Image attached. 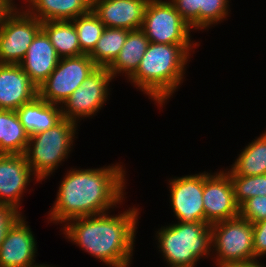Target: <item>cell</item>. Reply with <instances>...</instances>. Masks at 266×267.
<instances>
[{"instance_id":"6da1fadb","label":"cell","mask_w":266,"mask_h":267,"mask_svg":"<svg viewBox=\"0 0 266 267\" xmlns=\"http://www.w3.org/2000/svg\"><path fill=\"white\" fill-rule=\"evenodd\" d=\"M125 171L120 164L97 169H72L61 181L49 220L67 222L76 217L108 213L124 198Z\"/></svg>"},{"instance_id":"7a4b0ae2","label":"cell","mask_w":266,"mask_h":267,"mask_svg":"<svg viewBox=\"0 0 266 267\" xmlns=\"http://www.w3.org/2000/svg\"><path fill=\"white\" fill-rule=\"evenodd\" d=\"M138 210L129 208L116 216L104 213L76 217L65 223L63 234L106 265L128 267L133 255Z\"/></svg>"},{"instance_id":"3957f363","label":"cell","mask_w":266,"mask_h":267,"mask_svg":"<svg viewBox=\"0 0 266 267\" xmlns=\"http://www.w3.org/2000/svg\"><path fill=\"white\" fill-rule=\"evenodd\" d=\"M197 45L150 42L137 71L128 79L161 107L182 83L189 51Z\"/></svg>"},{"instance_id":"277c9868","label":"cell","mask_w":266,"mask_h":267,"mask_svg":"<svg viewBox=\"0 0 266 267\" xmlns=\"http://www.w3.org/2000/svg\"><path fill=\"white\" fill-rule=\"evenodd\" d=\"M156 237L159 251L170 267H194L212 250L211 225L205 222H178L161 227Z\"/></svg>"},{"instance_id":"5b68a950","label":"cell","mask_w":266,"mask_h":267,"mask_svg":"<svg viewBox=\"0 0 266 267\" xmlns=\"http://www.w3.org/2000/svg\"><path fill=\"white\" fill-rule=\"evenodd\" d=\"M76 130L77 122L63 118L54 127L29 136L24 155L36 181L50 176L61 161H65L71 151Z\"/></svg>"},{"instance_id":"8992f818","label":"cell","mask_w":266,"mask_h":267,"mask_svg":"<svg viewBox=\"0 0 266 267\" xmlns=\"http://www.w3.org/2000/svg\"><path fill=\"white\" fill-rule=\"evenodd\" d=\"M218 267L254 262L252 223L238 216L211 224Z\"/></svg>"},{"instance_id":"52a82bcc","label":"cell","mask_w":266,"mask_h":267,"mask_svg":"<svg viewBox=\"0 0 266 267\" xmlns=\"http://www.w3.org/2000/svg\"><path fill=\"white\" fill-rule=\"evenodd\" d=\"M191 29L170 1L149 0L141 30L151 43L194 45Z\"/></svg>"},{"instance_id":"ba28073f","label":"cell","mask_w":266,"mask_h":267,"mask_svg":"<svg viewBox=\"0 0 266 267\" xmlns=\"http://www.w3.org/2000/svg\"><path fill=\"white\" fill-rule=\"evenodd\" d=\"M96 68L87 54L60 58L55 70L38 88V96L48 103L62 105Z\"/></svg>"},{"instance_id":"9c48e42d","label":"cell","mask_w":266,"mask_h":267,"mask_svg":"<svg viewBox=\"0 0 266 267\" xmlns=\"http://www.w3.org/2000/svg\"><path fill=\"white\" fill-rule=\"evenodd\" d=\"M41 29L38 18L15 7L0 25V64H19Z\"/></svg>"},{"instance_id":"30bf717a","label":"cell","mask_w":266,"mask_h":267,"mask_svg":"<svg viewBox=\"0 0 266 267\" xmlns=\"http://www.w3.org/2000/svg\"><path fill=\"white\" fill-rule=\"evenodd\" d=\"M112 79L108 68L97 67L81 86L62 103L60 106L62 117L78 122L79 118L84 119V117L95 115L107 101L108 86Z\"/></svg>"},{"instance_id":"8fae6325","label":"cell","mask_w":266,"mask_h":267,"mask_svg":"<svg viewBox=\"0 0 266 267\" xmlns=\"http://www.w3.org/2000/svg\"><path fill=\"white\" fill-rule=\"evenodd\" d=\"M213 174L203 172V206L209 225L239 216L230 175L221 170Z\"/></svg>"},{"instance_id":"7c38bea8","label":"cell","mask_w":266,"mask_h":267,"mask_svg":"<svg viewBox=\"0 0 266 267\" xmlns=\"http://www.w3.org/2000/svg\"><path fill=\"white\" fill-rule=\"evenodd\" d=\"M172 210L179 222H205L203 173L170 180Z\"/></svg>"},{"instance_id":"4fadbf2b","label":"cell","mask_w":266,"mask_h":267,"mask_svg":"<svg viewBox=\"0 0 266 267\" xmlns=\"http://www.w3.org/2000/svg\"><path fill=\"white\" fill-rule=\"evenodd\" d=\"M22 214L9 227L0 244V267H39L34 265L36 241Z\"/></svg>"},{"instance_id":"5bb4252c","label":"cell","mask_w":266,"mask_h":267,"mask_svg":"<svg viewBox=\"0 0 266 267\" xmlns=\"http://www.w3.org/2000/svg\"><path fill=\"white\" fill-rule=\"evenodd\" d=\"M35 174L24 154H0V204L19 211L20 199Z\"/></svg>"},{"instance_id":"9a60e30c","label":"cell","mask_w":266,"mask_h":267,"mask_svg":"<svg viewBox=\"0 0 266 267\" xmlns=\"http://www.w3.org/2000/svg\"><path fill=\"white\" fill-rule=\"evenodd\" d=\"M149 0H97L91 9L107 28L141 29Z\"/></svg>"},{"instance_id":"2e32d148","label":"cell","mask_w":266,"mask_h":267,"mask_svg":"<svg viewBox=\"0 0 266 267\" xmlns=\"http://www.w3.org/2000/svg\"><path fill=\"white\" fill-rule=\"evenodd\" d=\"M37 96V86L19 64H0V109L16 111Z\"/></svg>"},{"instance_id":"e0dca14e","label":"cell","mask_w":266,"mask_h":267,"mask_svg":"<svg viewBox=\"0 0 266 267\" xmlns=\"http://www.w3.org/2000/svg\"><path fill=\"white\" fill-rule=\"evenodd\" d=\"M60 57L47 34L41 29L29 46L26 55L19 63L30 80L39 88L55 70Z\"/></svg>"},{"instance_id":"ac0fdd59","label":"cell","mask_w":266,"mask_h":267,"mask_svg":"<svg viewBox=\"0 0 266 267\" xmlns=\"http://www.w3.org/2000/svg\"><path fill=\"white\" fill-rule=\"evenodd\" d=\"M16 113L29 136L46 131L63 119L61 107L48 103L39 96L23 104Z\"/></svg>"},{"instance_id":"d6986e66","label":"cell","mask_w":266,"mask_h":267,"mask_svg":"<svg viewBox=\"0 0 266 267\" xmlns=\"http://www.w3.org/2000/svg\"><path fill=\"white\" fill-rule=\"evenodd\" d=\"M29 15L44 21L73 20L91 10L88 0H26Z\"/></svg>"},{"instance_id":"ffe728a7","label":"cell","mask_w":266,"mask_h":267,"mask_svg":"<svg viewBox=\"0 0 266 267\" xmlns=\"http://www.w3.org/2000/svg\"><path fill=\"white\" fill-rule=\"evenodd\" d=\"M149 43L141 29L129 31L119 55L108 67L112 77L125 72L130 78L137 71Z\"/></svg>"},{"instance_id":"44dd1931","label":"cell","mask_w":266,"mask_h":267,"mask_svg":"<svg viewBox=\"0 0 266 267\" xmlns=\"http://www.w3.org/2000/svg\"><path fill=\"white\" fill-rule=\"evenodd\" d=\"M28 141L16 111L0 109V154H24Z\"/></svg>"},{"instance_id":"7402d4cb","label":"cell","mask_w":266,"mask_h":267,"mask_svg":"<svg viewBox=\"0 0 266 267\" xmlns=\"http://www.w3.org/2000/svg\"><path fill=\"white\" fill-rule=\"evenodd\" d=\"M42 30L47 34L60 58L83 55L71 20L44 21Z\"/></svg>"},{"instance_id":"603a6c76","label":"cell","mask_w":266,"mask_h":267,"mask_svg":"<svg viewBox=\"0 0 266 267\" xmlns=\"http://www.w3.org/2000/svg\"><path fill=\"white\" fill-rule=\"evenodd\" d=\"M227 173L242 176L266 174V132L243 149Z\"/></svg>"},{"instance_id":"cb8c5ba5","label":"cell","mask_w":266,"mask_h":267,"mask_svg":"<svg viewBox=\"0 0 266 267\" xmlns=\"http://www.w3.org/2000/svg\"><path fill=\"white\" fill-rule=\"evenodd\" d=\"M129 30L105 27L94 50L89 54L97 67L108 68L121 51Z\"/></svg>"},{"instance_id":"d4e9b609","label":"cell","mask_w":266,"mask_h":267,"mask_svg":"<svg viewBox=\"0 0 266 267\" xmlns=\"http://www.w3.org/2000/svg\"><path fill=\"white\" fill-rule=\"evenodd\" d=\"M71 21L75 26L82 53L89 55L105 29L104 24L92 9Z\"/></svg>"},{"instance_id":"484cf974","label":"cell","mask_w":266,"mask_h":267,"mask_svg":"<svg viewBox=\"0 0 266 267\" xmlns=\"http://www.w3.org/2000/svg\"><path fill=\"white\" fill-rule=\"evenodd\" d=\"M235 201L240 206L255 196H266V174L255 176L230 175Z\"/></svg>"},{"instance_id":"4316f807","label":"cell","mask_w":266,"mask_h":267,"mask_svg":"<svg viewBox=\"0 0 266 267\" xmlns=\"http://www.w3.org/2000/svg\"><path fill=\"white\" fill-rule=\"evenodd\" d=\"M228 6L229 0H201L199 6L201 30L226 18Z\"/></svg>"},{"instance_id":"83f0119b","label":"cell","mask_w":266,"mask_h":267,"mask_svg":"<svg viewBox=\"0 0 266 267\" xmlns=\"http://www.w3.org/2000/svg\"><path fill=\"white\" fill-rule=\"evenodd\" d=\"M239 216L251 223L266 220V196H255L239 206Z\"/></svg>"},{"instance_id":"f1b7e54d","label":"cell","mask_w":266,"mask_h":267,"mask_svg":"<svg viewBox=\"0 0 266 267\" xmlns=\"http://www.w3.org/2000/svg\"><path fill=\"white\" fill-rule=\"evenodd\" d=\"M201 0H171L181 18L193 29H200Z\"/></svg>"},{"instance_id":"f546056e","label":"cell","mask_w":266,"mask_h":267,"mask_svg":"<svg viewBox=\"0 0 266 267\" xmlns=\"http://www.w3.org/2000/svg\"><path fill=\"white\" fill-rule=\"evenodd\" d=\"M254 261L266 254V220L252 223Z\"/></svg>"},{"instance_id":"4dcf8cb0","label":"cell","mask_w":266,"mask_h":267,"mask_svg":"<svg viewBox=\"0 0 266 267\" xmlns=\"http://www.w3.org/2000/svg\"><path fill=\"white\" fill-rule=\"evenodd\" d=\"M21 214L11 206L0 204V244L5 239L9 227Z\"/></svg>"},{"instance_id":"1f68e13d","label":"cell","mask_w":266,"mask_h":267,"mask_svg":"<svg viewBox=\"0 0 266 267\" xmlns=\"http://www.w3.org/2000/svg\"><path fill=\"white\" fill-rule=\"evenodd\" d=\"M12 0H0V25L15 10Z\"/></svg>"},{"instance_id":"d6a6232c","label":"cell","mask_w":266,"mask_h":267,"mask_svg":"<svg viewBox=\"0 0 266 267\" xmlns=\"http://www.w3.org/2000/svg\"><path fill=\"white\" fill-rule=\"evenodd\" d=\"M223 267H265L264 265L259 263V261H254L250 263H244V264H234V265H226Z\"/></svg>"},{"instance_id":"836d02e7","label":"cell","mask_w":266,"mask_h":267,"mask_svg":"<svg viewBox=\"0 0 266 267\" xmlns=\"http://www.w3.org/2000/svg\"><path fill=\"white\" fill-rule=\"evenodd\" d=\"M90 3H91V5L95 2V1H97V0H88Z\"/></svg>"},{"instance_id":"e575fe53","label":"cell","mask_w":266,"mask_h":267,"mask_svg":"<svg viewBox=\"0 0 266 267\" xmlns=\"http://www.w3.org/2000/svg\"><path fill=\"white\" fill-rule=\"evenodd\" d=\"M49 266H50V265L46 266V265H43V264H42V265H41V266H39V267H49Z\"/></svg>"}]
</instances>
